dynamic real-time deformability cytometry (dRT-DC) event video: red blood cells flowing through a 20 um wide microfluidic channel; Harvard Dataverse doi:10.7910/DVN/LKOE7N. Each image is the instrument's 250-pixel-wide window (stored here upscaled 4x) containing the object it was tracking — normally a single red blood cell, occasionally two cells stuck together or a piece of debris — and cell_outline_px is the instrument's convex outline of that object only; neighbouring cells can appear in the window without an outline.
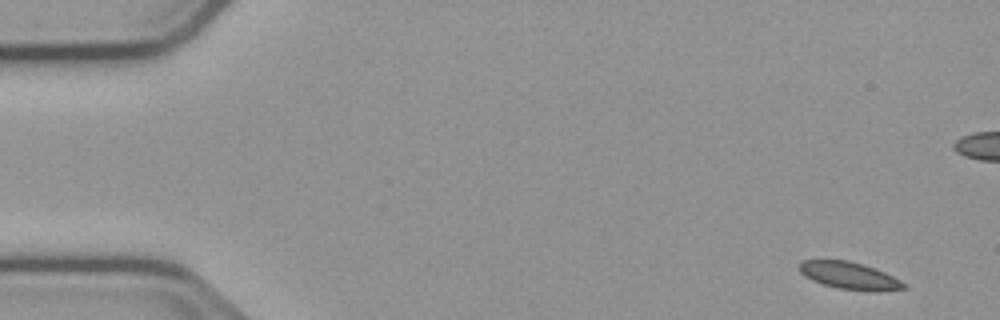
{"species": "common noctule bat (a hibernating species)", "species_latin": "Nyctalus noctula", "temperature_condition": "cold", "stored_images_in_passage": 18, "camera_frame_rate_fps": 3000, "um_per_image_px": 0.085, "animal": {"sex": "male", "body_mass_g": 23.1, "forearm_length_mm": 52.7}, "frame": {"image": 1, "passage_image": 1, "time_ms": 0.0, "image_size_px": [1000, 320], "cell_outline_px": [[908, 288], [880, 292], [872, 292], [840, 288], [824, 284], [812, 280], [804, 276], [800, 272], [800, 264], [804, 260], [848, 260], [876, 268], [908, 284]], "centroid_in_image_um": [72.27, 23.44], "position_along_channel_um": 12.7, "area_um2": 16.65}}
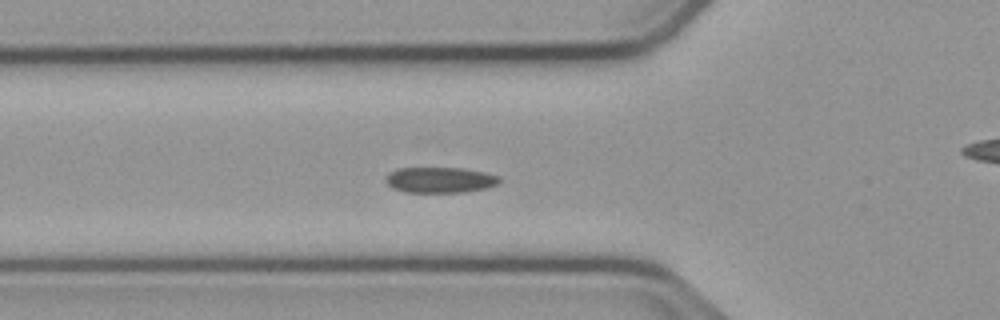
{"frame": {"image": 2, "passage_image": 17, "time_ms": 5.333, "image_size_px": [1000, 320], "cell_outline_px": [[500, 184], [488, 188], [468, 192], [404, 192], [392, 188], [384, 180], [388, 172], [396, 168], [460, 168], [484, 172], [500, 176]], "centroid_in_image_um": [37.4, 15.3], "position_along_channel_um": 88.4, "area_um2": 17.28}}